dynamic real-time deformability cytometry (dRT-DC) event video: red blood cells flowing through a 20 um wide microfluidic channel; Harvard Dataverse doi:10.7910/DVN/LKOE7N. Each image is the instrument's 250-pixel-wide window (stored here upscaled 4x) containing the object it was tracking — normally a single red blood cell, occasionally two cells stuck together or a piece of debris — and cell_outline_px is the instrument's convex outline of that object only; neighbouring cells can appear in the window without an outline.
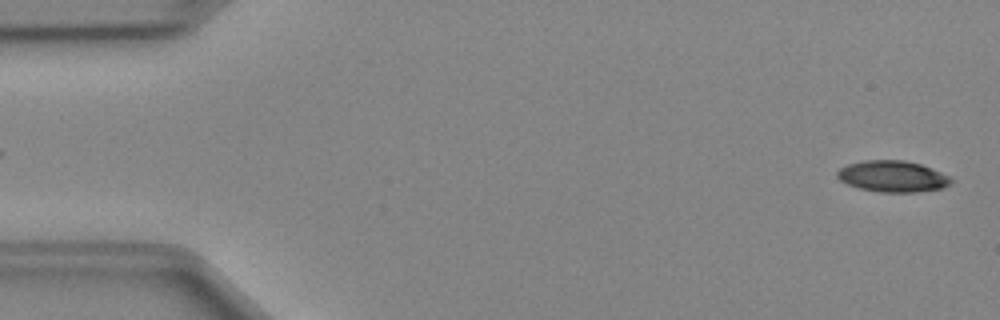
{"species": "Egyptian fruit bat (a non-hibernating species)", "species_latin": "Rousettus aegyptiacus", "temperature_condition": "cold", "stored_images_in_passage": 49, "camera_frame_rate_fps": 3000, "um_per_image_px": 0.085, "animal": {"sex": "female"}, "frame": {"image": 1, "passage_image": 1, "time_ms": 0.0, "image_size_px": [1000, 320], "cell_outline_px": [[956, 180], [944, 188], [916, 192], [880, 192], [860, 188], [848, 184], [840, 180], [836, 176], [836, 172], [840, 168], [848, 164], [864, 160], [904, 160], [920, 164], [940, 172]], "centroid_in_image_um": [75.88, 14.99], "position_along_channel_um": 9.1, "area_um2": 20.75}}
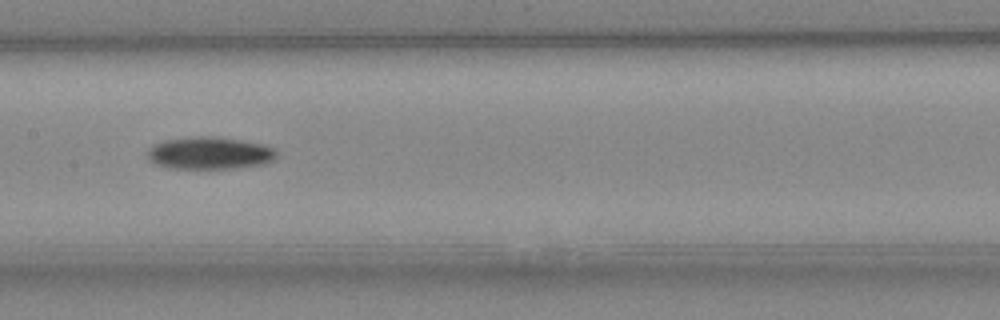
{"frame": {"image": 2, "passage_image": 24, "time_ms": 7.667, "image_size_px": [1000, 320], "cell_outline_px": [[276, 156], [272, 160], [264, 164], [240, 168], [172, 168], [156, 164], [148, 160], [148, 152], [156, 144], [164, 140], [196, 136], [208, 136], [240, 140], [260, 144], [272, 148], [276, 152]], "centroid_in_image_um": [17.82, 13.02], "position_along_channel_um": 189.6, "area_um2": 23.93}}
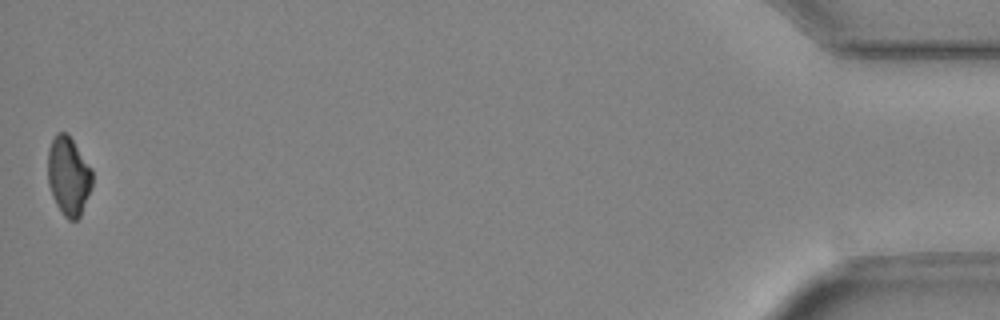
{"frame": {"image": 3, "passage_image": 49, "time_ms": 16.0, "image_size_px": [1000, 320], "cell_outline_px": [[92, 188], [80, 216], [76, 220], [68, 220], [64, 216], [56, 204], [48, 184], [48, 148], [56, 132], [64, 132], [72, 140], [92, 168]], "centroid_in_image_um": [5.83, 14.97], "position_along_channel_um": 429.4, "area_um2": 20.35}, "authors_computed_cell_mechanics": {"area_um2": 22.1952, "velocity_mm_per_s": 4.0379, "shape_relaxation_time_tau1_ms": 3.1322, "shape_relaxation_time_tau2_ms": null, "deformation_change_tau1": 0.1047, "deformation_change_tau2": null}}